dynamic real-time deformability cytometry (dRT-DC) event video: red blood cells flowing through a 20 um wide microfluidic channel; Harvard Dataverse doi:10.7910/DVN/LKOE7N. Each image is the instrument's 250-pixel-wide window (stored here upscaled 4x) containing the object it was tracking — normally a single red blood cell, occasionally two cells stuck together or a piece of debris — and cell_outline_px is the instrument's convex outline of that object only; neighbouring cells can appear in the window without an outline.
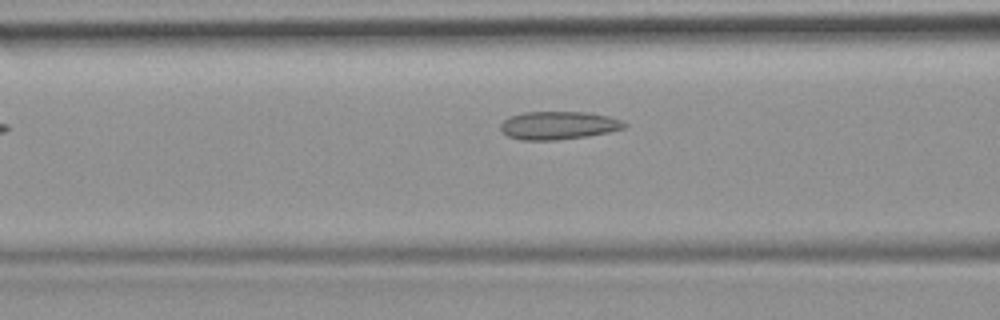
{"species": "common noctule bat (a hibernating species)", "species_latin": "Nyctalus noctula", "temperature_condition": "room temperature", "stored_images_in_passage": 29, "camera_frame_rate_fps": 3000, "um_per_image_px": 0.085, "animal": {"sex": "female", "body_mass_g": 19.9}, "frame": {"image": 1, "passage_image": 5, "time_ms": 1.333, "image_size_px": [1000, 320], "cell_outline_px": [[628, 124], [624, 128], [608, 132], [588, 136], [556, 140], [520, 140], [508, 136], [500, 128], [500, 124], [508, 116], [524, 112], [584, 112], [608, 116], [620, 120]], "centroid_in_image_um": [47.44, 10.66], "position_along_channel_um": 119.2, "area_um2": 20.23}}
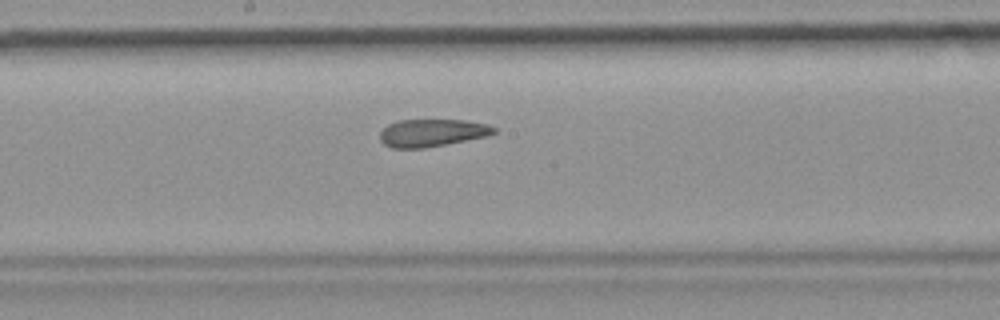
{"frame": {"image": 2, "passage_image": 12, "time_ms": 3.667, "image_size_px": [1000, 320], "cell_outline_px": [[496, 132], [488, 136], [424, 148], [392, 148], [384, 144], [380, 140], [380, 132], [388, 124], [400, 120], [464, 120], [488, 124], [496, 128]], "centroid_in_image_um": [36.73, 11.29], "position_along_channel_um": 211.5, "area_um2": 18.26}}
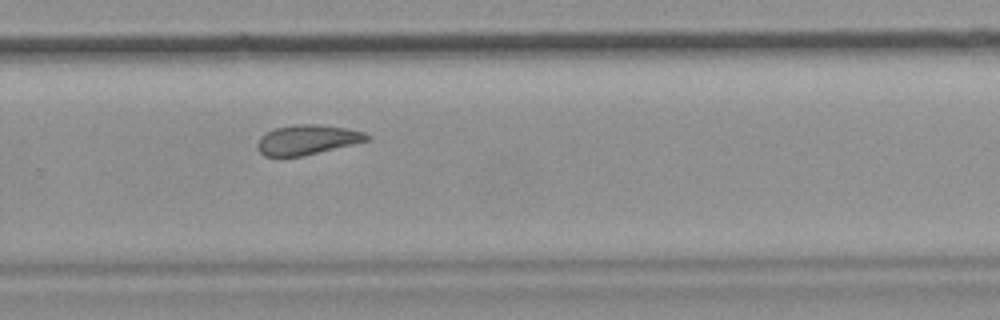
{"frame": {"image": 3, "passage_image": 19, "time_ms": 6.0, "image_size_px": [1000, 320], "cell_outline_px": [[372, 136], [368, 140], [304, 156], [264, 156], [256, 148], [256, 144], [260, 136], [276, 128], [296, 124], [320, 124], [344, 128], [364, 132]], "centroid_in_image_um": [26.09, 11.88], "position_along_channel_um": 303.7, "area_um2": 18.9}, "authors_computed_cell_mechanics": {"area_um2": 19.3052, "velocity_mm_per_s": 3.9696, "shape_relaxation_time_tau1_ms": null, "shape_relaxation_time_tau2_ms": 2.4108, "deformation_change_tau1": null, "deformation_change_tau2": 0.0831}}